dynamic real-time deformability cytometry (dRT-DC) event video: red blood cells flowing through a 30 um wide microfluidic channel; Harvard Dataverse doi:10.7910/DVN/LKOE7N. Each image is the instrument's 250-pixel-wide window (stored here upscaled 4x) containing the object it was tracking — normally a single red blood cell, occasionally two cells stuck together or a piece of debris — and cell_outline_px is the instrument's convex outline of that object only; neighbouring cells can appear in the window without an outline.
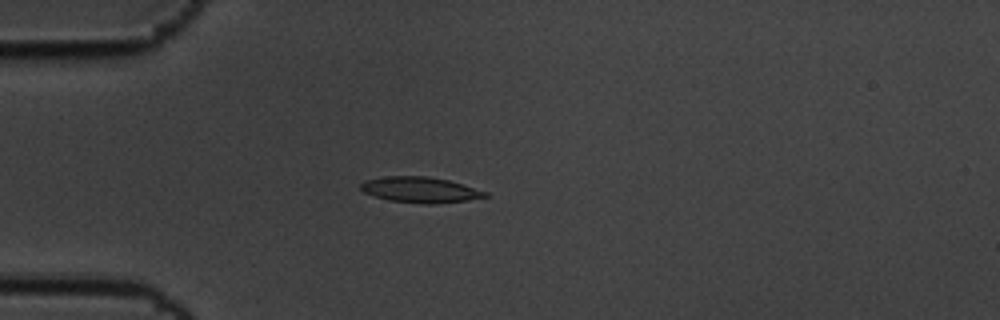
{"species": "common noctule bat (a hibernating species)", "species_latin": "Nyctalus noctula", "temperature_condition": "cold", "stored_images_in_passage": 5, "camera_frame_rate_fps": 3000, "um_per_image_px": 0.085, "animal": {"sex": "male", "body_mass_g": 19.5, "forearm_length_mm": 54.6}, "frame": {"image": 1, "passage_image": 4, "time_ms": 1.0, "image_size_px": [1000, 320], "cell_outline_px": [[492, 196], [468, 200], [432, 204], [424, 204], [388, 200], [364, 192], [360, 188], [360, 184], [364, 180], [384, 176], [428, 176], [448, 180], [488, 192]], "centroid_in_image_um": [35.73, 16.13], "position_along_channel_um": 49.3, "area_um2": 18.67}}